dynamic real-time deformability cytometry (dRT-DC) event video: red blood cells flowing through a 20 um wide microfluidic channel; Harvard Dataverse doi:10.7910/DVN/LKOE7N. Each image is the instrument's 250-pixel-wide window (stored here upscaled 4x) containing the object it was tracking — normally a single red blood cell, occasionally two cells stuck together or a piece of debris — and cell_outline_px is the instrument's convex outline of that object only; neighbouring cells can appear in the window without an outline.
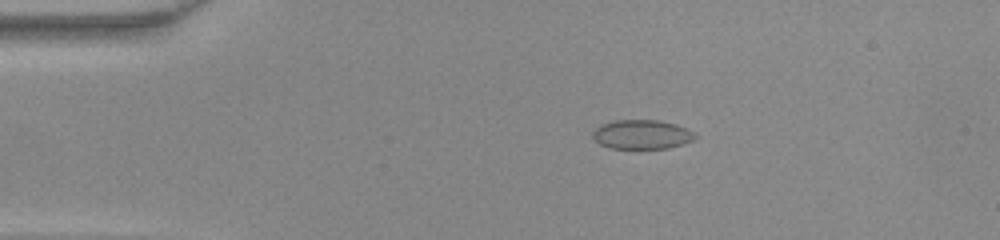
{"species": "common noctule bat (a hibernating species)", "species_latin": "Nyctalus noctula", "temperature_condition": "warm", "stored_images_in_passage": 42, "camera_frame_rate_fps": 3000, "um_per_image_px": 0.085, "animal": {"sex": "female", "body_mass_g": 22.0, "forearm_length_mm": 56.7}, "frame": {"image": 1, "passage_image": 3, "time_ms": 0.667, "image_size_px": [1000, 240], "cell_outline_px": [[696, 140], [684, 144], [668, 148], [608, 148], [600, 144], [592, 136], [592, 132], [600, 124], [616, 120], [660, 120], [676, 124], [692, 132], [696, 136]], "centroid_in_image_um": [54.55, 11.43], "position_along_channel_um": 30.4, "area_um2": 17.46}}
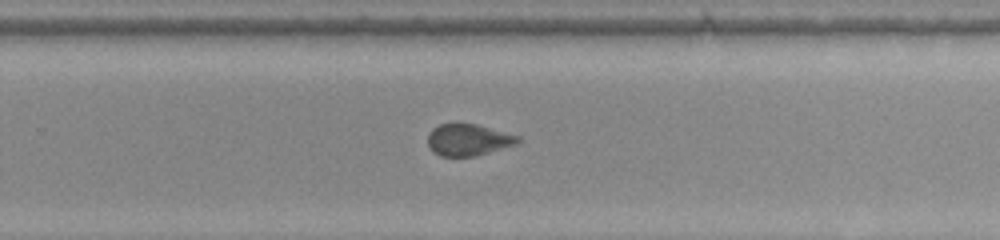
{"frame": {"image": 2, "passage_image": 25, "time_ms": 8.0, "image_size_px": [1000, 240], "cell_outline_px": [[520, 140], [516, 144], [476, 156], [440, 156], [432, 152], [428, 144], [428, 132], [432, 128], [440, 124], [456, 120], [476, 124], [520, 136]], "centroid_in_image_um": [39.75, 11.85], "position_along_channel_um": 290.1, "area_um2": 17.11}}
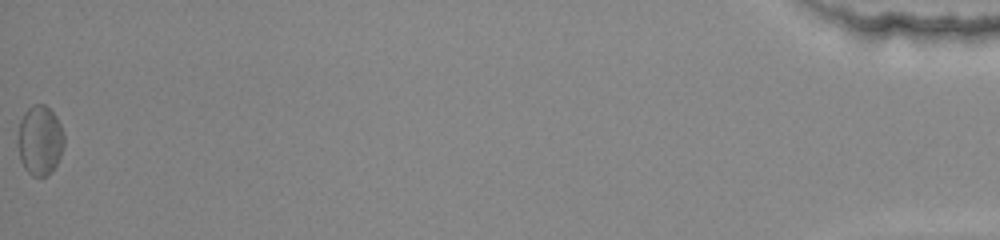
{"frame": {"image": 3, "passage_image": 42, "time_ms": 13.667, "image_size_px": [1000, 240], "cell_outline_px": [[64, 144], [60, 156], [52, 172], [48, 176], [32, 176], [24, 168], [20, 160], [20, 120], [24, 112], [32, 104], [44, 104], [56, 116], [60, 124], [64, 136]], "centroid_in_image_um": [3.42, 11.93], "position_along_channel_um": 431.8, "area_um2": 18.5}}